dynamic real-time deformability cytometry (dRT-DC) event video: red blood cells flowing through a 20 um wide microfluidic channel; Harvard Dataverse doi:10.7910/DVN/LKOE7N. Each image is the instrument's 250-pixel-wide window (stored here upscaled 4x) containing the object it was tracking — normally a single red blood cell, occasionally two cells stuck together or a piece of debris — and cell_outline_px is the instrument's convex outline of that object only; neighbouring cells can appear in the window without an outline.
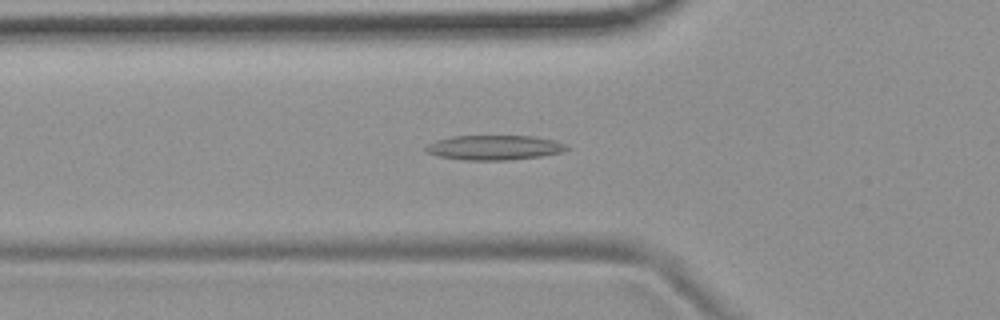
{"species": "common noctule bat (a hibernating species)", "species_latin": "Nyctalus noctula", "temperature_condition": "room temperature", "stored_images_in_passage": 39, "camera_frame_rate_fps": 3000, "um_per_image_px": 0.085, "animal": {"sex": "female", "body_mass_g": 19.9}, "frame": {"image": 1, "passage_image": 7, "time_ms": 2.0, "image_size_px": [1000, 320], "cell_outline_px": [[572, 148], [560, 152], [540, 156], [508, 160], [464, 160], [436, 156], [424, 152], [424, 148], [428, 144], [436, 140], [452, 136], [532, 136], [552, 140], [568, 144]], "centroid_in_image_um": [41.98, 12.54], "position_along_channel_um": 83.8, "area_um2": 20.4}}
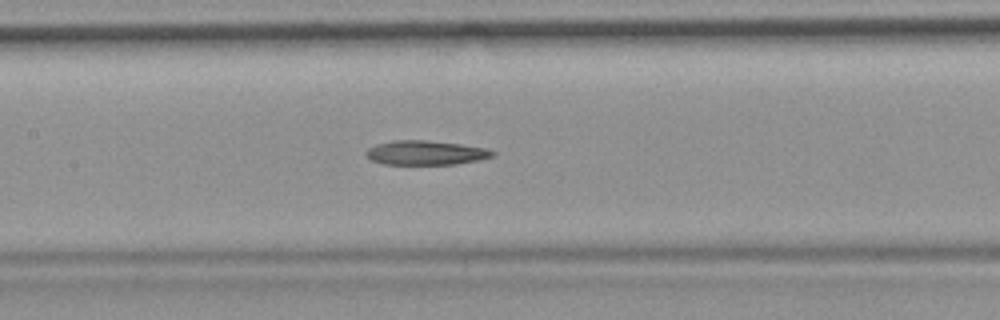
{"frame": {"image": 2, "passage_image": 14, "time_ms": 4.333, "image_size_px": [1000, 320], "cell_outline_px": [[496, 152], [492, 156], [480, 160], [456, 164], [384, 164], [372, 160], [364, 156], [364, 152], [368, 148], [376, 144], [392, 140], [424, 140], [460, 144], [484, 148]], "centroid_in_image_um": [36.13, 12.98], "position_along_channel_um": 171.3, "area_um2": 17.92}}
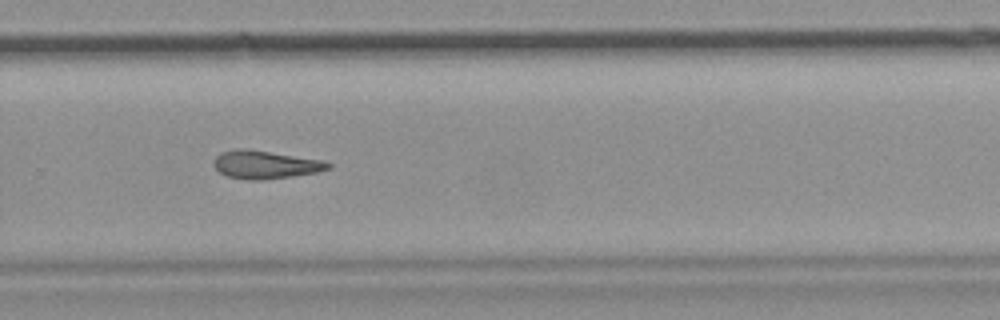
{"frame": {"image": 3, "passage_image": 25, "time_ms": 8.0, "image_size_px": [1000, 320], "cell_outline_px": [[332, 168], [316, 172], [292, 176], [264, 180], [248, 180], [228, 176], [220, 172], [212, 164], [216, 156], [220, 152], [236, 148], [244, 148], [324, 160], [332, 164]], "centroid_in_image_um": [22.55, 13.99], "position_along_channel_um": 307.2, "area_um2": 18.79}}